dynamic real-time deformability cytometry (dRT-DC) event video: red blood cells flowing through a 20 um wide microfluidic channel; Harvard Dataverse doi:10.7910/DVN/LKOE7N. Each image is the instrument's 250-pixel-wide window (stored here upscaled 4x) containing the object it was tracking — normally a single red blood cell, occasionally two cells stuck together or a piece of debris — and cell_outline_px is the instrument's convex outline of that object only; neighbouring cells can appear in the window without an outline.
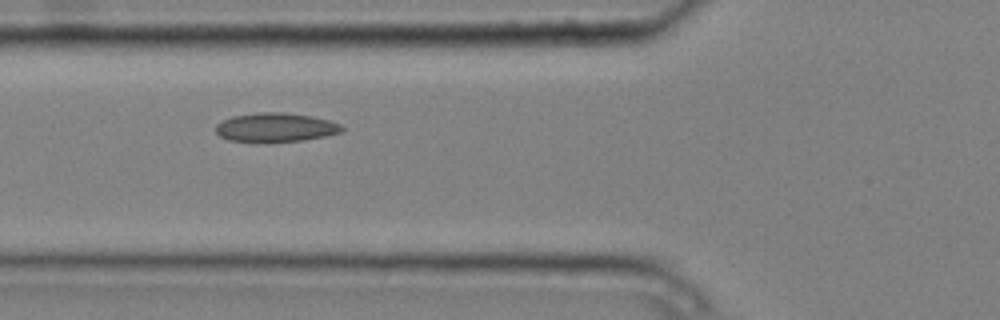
{"species": "common noctule bat (a hibernating species)", "species_latin": "Nyctalus noctula", "temperature_condition": "cold", "stored_images_in_passage": 10, "camera_frame_rate_fps": 3000, "um_per_image_px": 0.085, "animal": {"sex": "male", "body_mass_g": 20.4}, "frame": {"image": 1, "passage_image": 6, "time_ms": 1.667, "image_size_px": [1000, 320], "cell_outline_px": [[344, 132], [304, 140], [260, 144], [228, 140], [220, 136], [216, 132], [216, 124], [232, 116], [264, 112], [280, 112], [312, 116], [328, 120], [340, 124], [344, 128]], "centroid_in_image_um": [23.41, 10.86], "position_along_channel_um": 102.4, "area_um2": 21.73}}
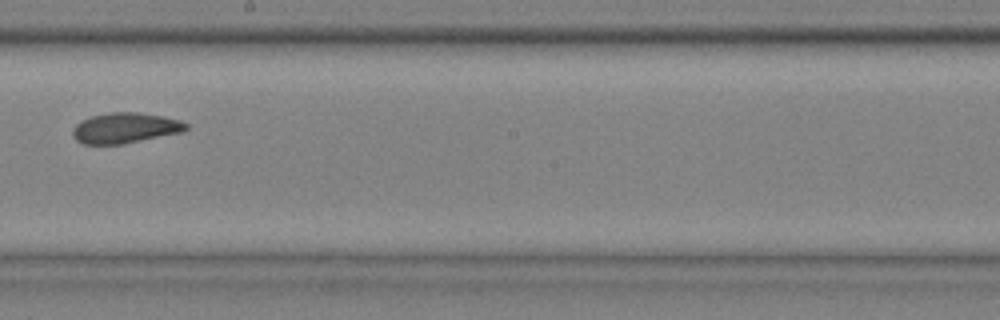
{"frame": {"image": 2, "passage_image": 9, "time_ms": 2.667, "image_size_px": [1000, 320], "cell_outline_px": [[188, 128], [184, 132], [120, 144], [84, 144], [76, 140], [72, 136], [72, 128], [76, 124], [92, 116], [108, 112], [136, 112], [160, 116], [180, 120], [188, 124]], "centroid_in_image_um": [10.63, 10.88], "position_along_channel_um": 237.6, "area_um2": 20.0}}
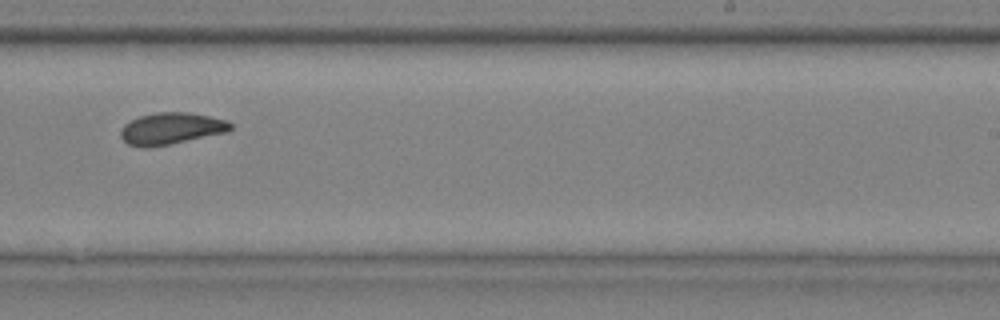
{"frame": {"image": 3, "passage_image": 10, "time_ms": 3.0, "image_size_px": [1000, 320], "cell_outline_px": [[236, 124], [228, 132], [152, 148], [140, 148], [128, 144], [120, 136], [120, 128], [124, 124], [140, 116], [156, 112], [188, 112], [208, 116], [224, 120]], "centroid_in_image_um": [14.54, 10.94], "position_along_channel_um": 274.5, "area_um2": 20.58}}